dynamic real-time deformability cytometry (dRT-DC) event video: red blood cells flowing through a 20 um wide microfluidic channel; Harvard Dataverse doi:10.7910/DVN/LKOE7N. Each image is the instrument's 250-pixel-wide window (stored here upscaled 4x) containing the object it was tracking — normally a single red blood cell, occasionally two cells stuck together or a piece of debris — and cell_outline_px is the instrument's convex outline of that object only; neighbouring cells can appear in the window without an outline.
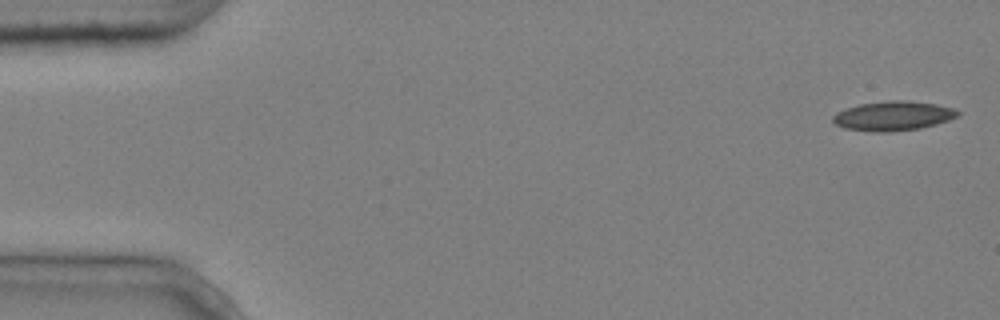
{"species": "common noctule bat (a hibernating species)", "species_latin": "Nyctalus noctula", "temperature_condition": "cold", "stored_images_in_passage": 5, "camera_frame_rate_fps": 3000, "um_per_image_px": 0.085, "animal": {"sex": "male", "body_mass_g": 20.4}, "frame": {"image": 1, "passage_image": 1, "time_ms": 0.0, "image_size_px": [1000, 320], "cell_outline_px": [[960, 116], [936, 124], [920, 128], [892, 132], [872, 132], [844, 128], [836, 124], [832, 120], [832, 116], [836, 112], [860, 104], [888, 100], [904, 100], [936, 104], [956, 108], [960, 112]], "centroid_in_image_um": [75.94, 9.85], "position_along_channel_um": 9.1, "area_um2": 21.56}}
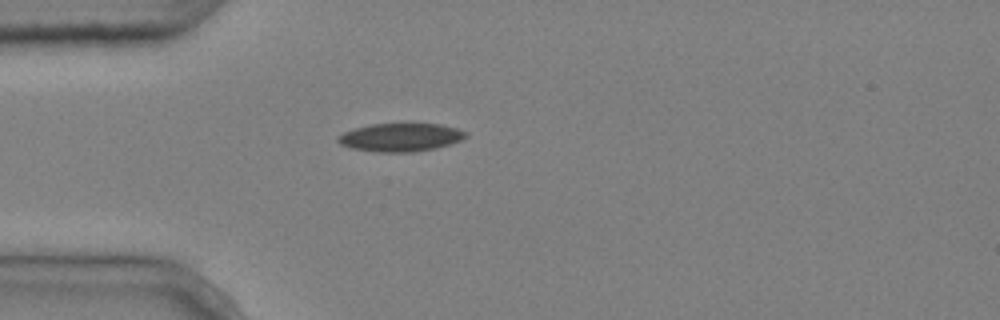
{"frame": {"image": 2, "passage_image": 4, "time_ms": 1.0, "image_size_px": [1000, 320], "cell_outline_px": [[468, 136], [460, 140], [436, 148], [412, 152], [376, 152], [352, 148], [340, 144], [336, 140], [336, 136], [344, 132], [356, 128], [372, 124], [440, 124], [456, 128], [468, 132]], "centroid_in_image_um": [34.03, 11.67], "position_along_channel_um": 51.0, "area_um2": 20.92}}